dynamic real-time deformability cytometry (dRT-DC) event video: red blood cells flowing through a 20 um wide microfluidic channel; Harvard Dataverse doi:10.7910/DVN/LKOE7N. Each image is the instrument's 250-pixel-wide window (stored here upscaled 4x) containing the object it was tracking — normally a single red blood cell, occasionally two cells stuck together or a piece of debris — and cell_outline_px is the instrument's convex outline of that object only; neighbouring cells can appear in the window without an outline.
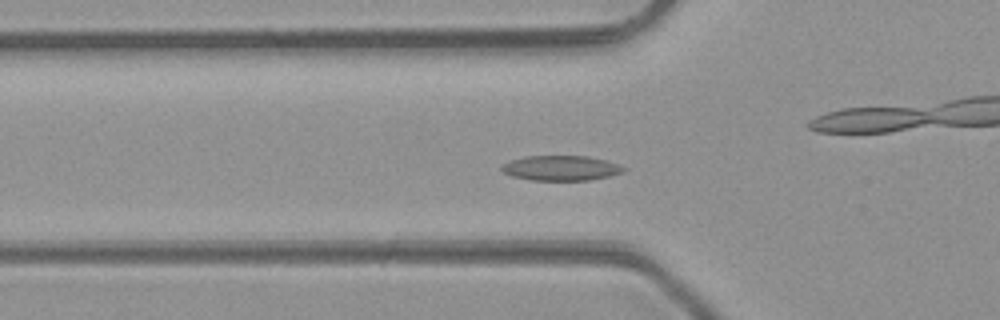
{"species": "common noctule bat (a hibernating species)", "species_latin": "Nyctalus noctula", "temperature_condition": "room temperature", "stored_images_in_passage": 39, "camera_frame_rate_fps": 3000, "um_per_image_px": 0.085, "animal": {"sex": "male", "body_mass_g": 23.1, "forearm_length_mm": 52.7}, "frame": {"image": 1, "passage_image": 6, "time_ms": 1.667, "image_size_px": [1000, 320], "cell_outline_px": [[628, 168], [624, 172], [608, 176], [588, 180], [532, 180], [512, 176], [504, 172], [500, 168], [500, 164], [524, 156], [588, 156], [604, 160]], "centroid_in_image_um": [47.66, 14.28], "position_along_channel_um": 78.1, "area_um2": 17.69}}
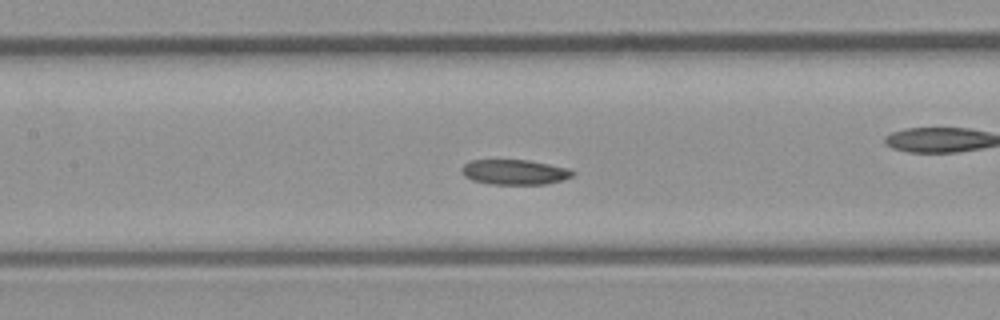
{"frame": {"image": 2, "passage_image": 12, "time_ms": 3.667, "image_size_px": [1000, 320], "cell_outline_px": [[576, 172], [572, 176], [564, 180], [544, 184], [492, 184], [472, 180], [464, 176], [460, 172], [460, 168], [464, 164], [472, 160], [528, 160], [568, 168]], "centroid_in_image_um": [43.73, 14.63], "position_along_channel_um": 163.7, "area_um2": 16.24}, "authors_computed_cell_mechanics": {"area_um2": 17.2244, "velocity_mm_per_s": 4.2213, "shape_relaxation_time_tau1_ms": 3.3324, "shape_relaxation_time_tau2_ms": 7.7533, "deformation_change_tau1": 0.0682, "deformation_change_tau2": 0.1602}}